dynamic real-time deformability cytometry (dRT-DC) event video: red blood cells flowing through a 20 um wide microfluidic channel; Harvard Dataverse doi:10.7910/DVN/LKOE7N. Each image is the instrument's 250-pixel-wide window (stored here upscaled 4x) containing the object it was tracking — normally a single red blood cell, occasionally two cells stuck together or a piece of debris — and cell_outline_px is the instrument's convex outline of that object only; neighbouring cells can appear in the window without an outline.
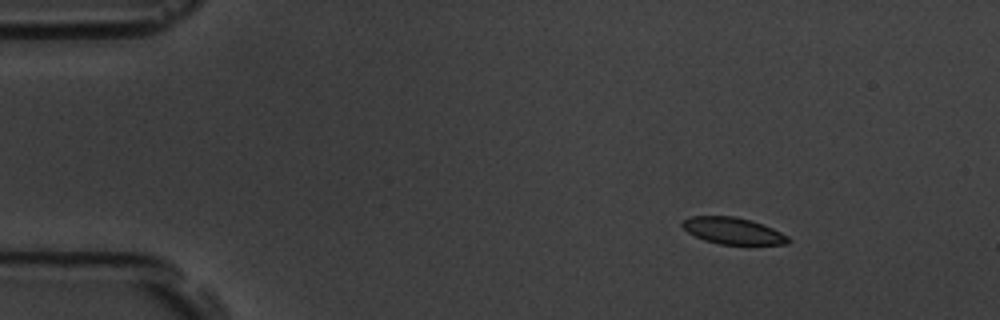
{"species": "common noctule bat (a hibernating species)", "species_latin": "Nyctalus noctula", "temperature_condition": "room temperature", "stored_images_in_passage": 4, "camera_frame_rate_fps": 3000, "um_per_image_px": 0.085, "animal": {"sex": "male", "body_mass_g": 19.5, "forearm_length_mm": 54.6}, "frame": {"image": 1, "passage_image": 2, "time_ms": 1.333, "image_size_px": [1000, 320], "cell_outline_px": [[792, 240], [788, 244], [720, 244], [704, 240], [688, 232], [680, 224], [688, 216], [736, 216], [752, 220], [772, 228], [788, 236]], "centroid_in_image_um": [62.3, 19.61], "position_along_channel_um": 22.7, "area_um2": 16.42}}